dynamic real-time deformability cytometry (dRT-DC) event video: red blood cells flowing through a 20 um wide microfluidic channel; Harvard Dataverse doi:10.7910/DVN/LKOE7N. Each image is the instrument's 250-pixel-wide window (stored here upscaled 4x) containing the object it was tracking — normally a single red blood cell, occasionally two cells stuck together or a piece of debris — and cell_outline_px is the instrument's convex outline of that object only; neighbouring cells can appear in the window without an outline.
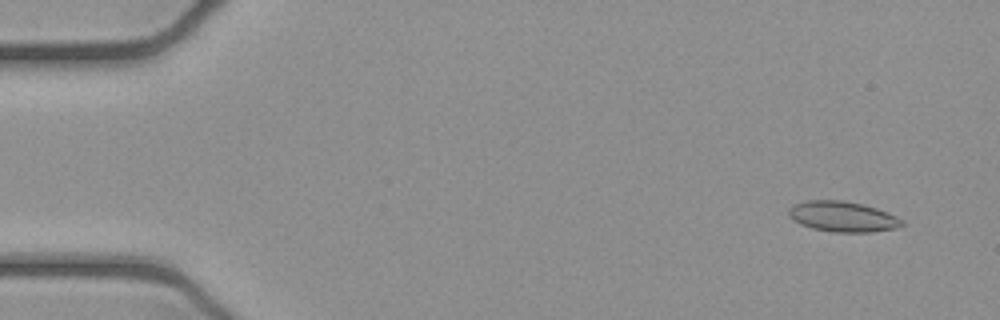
{"species": "common noctule bat (a hibernating species)", "species_latin": "Nyctalus noctula", "temperature_condition": "cold", "stored_images_in_passage": 52, "camera_frame_rate_fps": 3000, "um_per_image_px": 0.085, "animal": {"sex": "female", "body_mass_g": 21.9}, "frame": {"image": 1, "passage_image": 4, "time_ms": 1.0, "image_size_px": [1000, 320], "cell_outline_px": [[904, 224], [896, 228], [872, 232], [836, 232], [812, 228], [800, 224], [788, 216], [788, 208], [792, 204], [808, 200], [844, 200], [876, 208], [896, 216], [904, 220]], "centroid_in_image_um": [71.6, 18.4], "position_along_channel_um": 13.4, "area_um2": 20.11}}
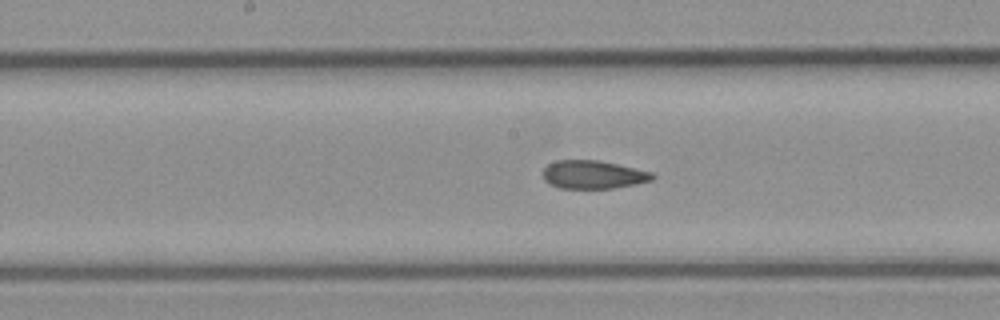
{"frame": {"image": 2, "passage_image": 27, "time_ms": 8.667, "image_size_px": [1000, 320], "cell_outline_px": [[656, 176], [652, 180], [636, 184], [612, 188], [560, 188], [544, 180], [544, 168], [548, 164], [556, 160], [596, 160], [616, 164], [652, 172]], "centroid_in_image_um": [50.43, 14.84], "position_along_channel_um": 197.8, "area_um2": 17.8}}
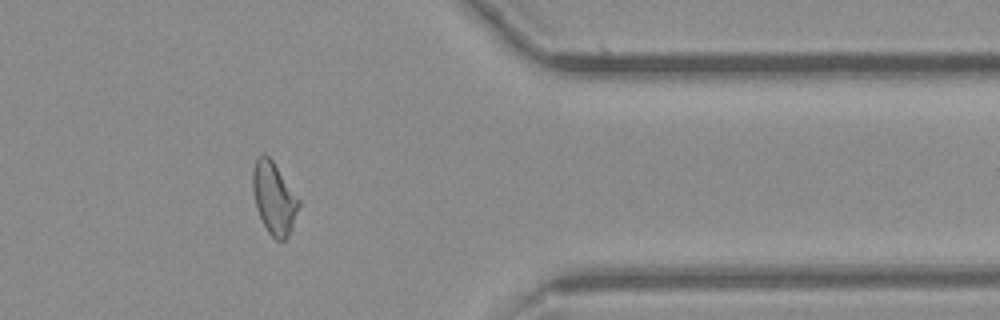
{"frame": {"image": 3, "passage_image": 43, "time_ms": 14.0, "image_size_px": [1000, 320], "cell_outline_px": [[300, 204], [292, 228], [288, 236], [284, 240], [276, 240], [268, 232], [256, 208], [252, 192], [252, 172], [256, 156], [268, 156], [272, 160], [300, 200]], "centroid_in_image_um": [23.28, 16.85], "position_along_channel_um": 388.1, "area_um2": 19.19}, "authors_computed_cell_mechanics": {"area_um2": 19.3052, "velocity_mm_per_s": 3.9169, "shape_relaxation_time_tau1_ms": null, "shape_relaxation_time_tau2_ms": 2.7652, "deformation_change_tau1": null, "deformation_change_tau2": 0.0717}}